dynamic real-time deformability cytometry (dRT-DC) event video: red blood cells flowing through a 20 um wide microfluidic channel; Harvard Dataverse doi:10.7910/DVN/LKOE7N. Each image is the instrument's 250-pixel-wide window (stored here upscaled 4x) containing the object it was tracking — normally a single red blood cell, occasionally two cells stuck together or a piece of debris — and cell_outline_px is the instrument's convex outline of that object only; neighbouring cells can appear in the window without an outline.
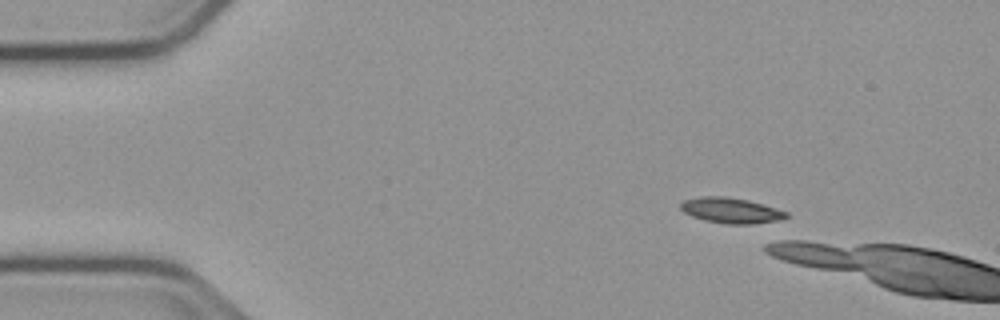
{"species": "common noctule bat (a hibernating species)", "species_latin": "Nyctalus noctula", "temperature_condition": "cold", "stored_images_in_passage": 4, "camera_frame_rate_fps": 3000, "um_per_image_px": 0.085, "animal": {"sex": "male", "body_mass_g": 23.1, "forearm_length_mm": 52.7}, "frame": {"image": 1, "passage_image": 1, "time_ms": 0.0, "image_size_px": [1000, 320], "cell_outline_px": [[788, 216], [776, 220], [752, 224], [728, 224], [704, 220], [692, 216], [684, 212], [680, 208], [680, 204], [684, 200], [700, 196], [724, 196], [748, 200], [776, 208], [788, 212]], "centroid_in_image_um": [62.1, 17.88], "position_along_channel_um": 22.9, "area_um2": 15.55}}